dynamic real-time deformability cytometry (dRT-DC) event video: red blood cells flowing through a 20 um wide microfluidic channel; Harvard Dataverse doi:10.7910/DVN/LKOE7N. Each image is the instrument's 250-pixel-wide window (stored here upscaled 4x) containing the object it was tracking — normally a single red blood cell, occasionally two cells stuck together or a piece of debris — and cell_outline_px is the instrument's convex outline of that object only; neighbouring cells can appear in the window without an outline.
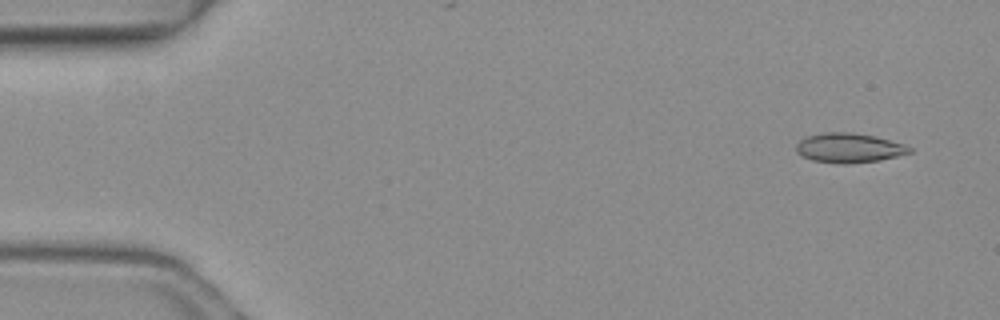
{"species": "common noctule bat (a hibernating species)", "species_latin": "Nyctalus noctula", "temperature_condition": "warm", "stored_images_in_passage": 4, "camera_frame_rate_fps": 3000, "um_per_image_px": 0.085, "animal": {"sex": "female", "body_mass_g": 19.3, "forearm_length_mm": 54.1}, "frame": {"image": 1, "passage_image": 1, "time_ms": 0.0, "image_size_px": [1000, 320], "cell_outline_px": [[912, 152], [880, 160], [848, 164], [840, 164], [812, 160], [796, 152], [796, 144], [800, 140], [808, 136], [824, 132], [852, 132], [876, 136], [904, 144], [912, 148]], "centroid_in_image_um": [72.17, 12.57], "position_along_channel_um": 12.8, "area_um2": 19.54}}
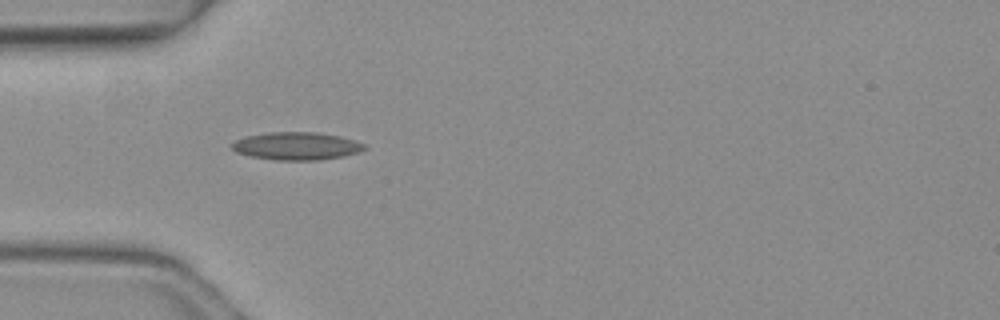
{"frame": {"image": 2, "passage_image": 4, "time_ms": 1.0, "image_size_px": [1000, 320], "cell_outline_px": [[364, 148], [356, 152], [344, 156], [320, 160], [276, 160], [252, 156], [236, 152], [232, 148], [232, 144], [236, 140], [248, 136], [268, 132], [316, 132], [340, 136], [364, 144]], "centroid_in_image_um": [25.19, 12.41], "position_along_channel_um": 59.8, "area_um2": 21.1}}